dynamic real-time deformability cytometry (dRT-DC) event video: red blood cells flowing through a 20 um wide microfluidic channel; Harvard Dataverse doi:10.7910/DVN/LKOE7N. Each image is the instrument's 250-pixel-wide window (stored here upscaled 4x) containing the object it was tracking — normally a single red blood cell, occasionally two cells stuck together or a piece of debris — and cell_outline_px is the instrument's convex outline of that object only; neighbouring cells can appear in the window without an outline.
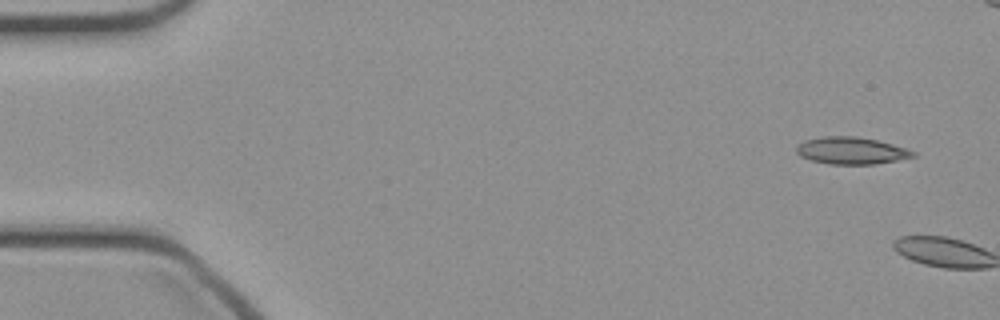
{"species": "common noctule bat (a hibernating species)", "species_latin": "Nyctalus noctula", "temperature_condition": "cold", "stored_images_in_passage": 2, "camera_frame_rate_fps": 3000, "um_per_image_px": 0.085, "animal": {"sex": "female", "body_mass_g": 21.9}, "frame": {"image": 1, "passage_image": 1, "time_ms": 0.0, "image_size_px": [1000, 320], "cell_outline_px": [[916, 156], [876, 164], [828, 164], [812, 160], [800, 156], [796, 152], [796, 144], [804, 140], [824, 136], [856, 136], [876, 140], [892, 144], [916, 152]], "centroid_in_image_um": [72.32, 12.8], "position_along_channel_um": 12.7, "area_um2": 18.38}}